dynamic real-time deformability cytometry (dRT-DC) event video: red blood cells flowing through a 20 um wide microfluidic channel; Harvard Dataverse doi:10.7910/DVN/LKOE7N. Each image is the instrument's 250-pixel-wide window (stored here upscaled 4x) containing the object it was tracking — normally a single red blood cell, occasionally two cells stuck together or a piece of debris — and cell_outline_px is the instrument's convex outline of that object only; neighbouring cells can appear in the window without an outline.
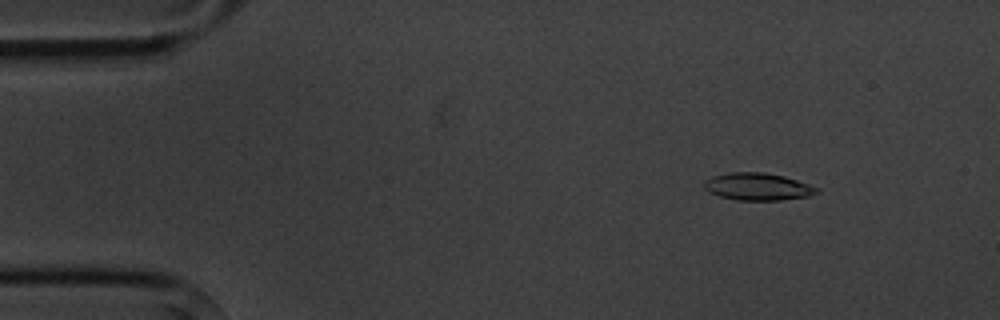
{"species": "common noctule bat (a hibernating species)", "species_latin": "Nyctalus noctula", "temperature_condition": "cold", "stored_images_in_passage": 11, "camera_frame_rate_fps": 3000, "um_per_image_px": 0.085, "animal": {"sex": "male", "body_mass_g": 20.1, "forearm_length_mm": 53.5}, "frame": {"image": 1, "passage_image": 2, "time_ms": 2.0, "image_size_px": [1000, 320], "cell_outline_px": [[820, 192], [808, 196], [780, 200], [736, 200], [720, 196], [704, 188], [704, 180], [712, 176], [732, 172], [764, 172], [784, 176], [820, 188]], "centroid_in_image_um": [64.42, 15.86], "position_along_channel_um": 20.6, "area_um2": 17.86}}
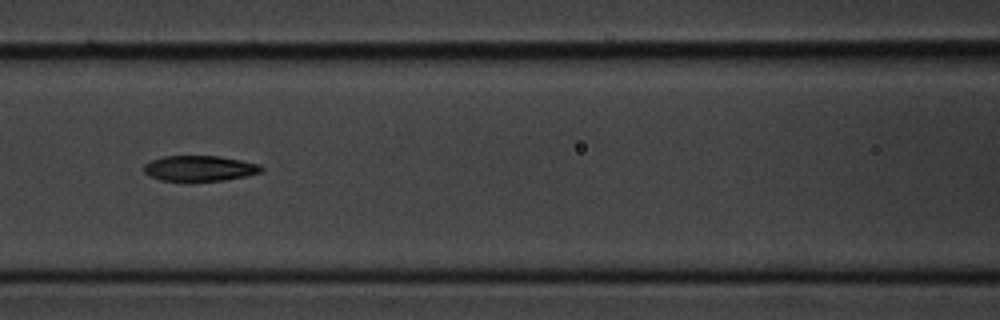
{"frame": {"image": 2, "passage_image": 7, "time_ms": 7.667, "image_size_px": [1000, 320], "cell_outline_px": [[264, 168], [260, 172], [244, 176], [224, 180], [160, 180], [144, 172], [144, 164], [160, 156], [220, 156], [260, 164]], "centroid_in_image_um": [16.96, 14.29], "position_along_channel_um": 149.6, "area_um2": 17.17}}
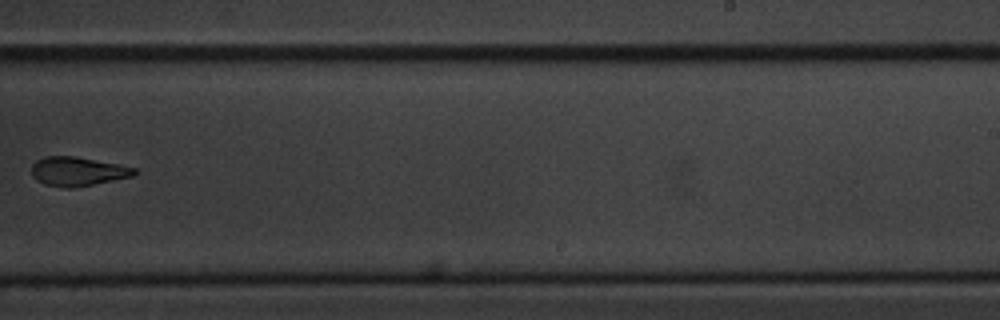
{"frame": {"image": 3, "passage_image": 10, "time_ms": 11.333, "image_size_px": [1000, 320], "cell_outline_px": [[136, 176], [76, 188], [64, 188], [44, 184], [36, 180], [32, 176], [32, 164], [36, 160], [44, 156], [76, 156], [136, 168]], "centroid_in_image_um": [6.6, 14.58], "position_along_channel_um": 282.4, "area_um2": 17.63}}